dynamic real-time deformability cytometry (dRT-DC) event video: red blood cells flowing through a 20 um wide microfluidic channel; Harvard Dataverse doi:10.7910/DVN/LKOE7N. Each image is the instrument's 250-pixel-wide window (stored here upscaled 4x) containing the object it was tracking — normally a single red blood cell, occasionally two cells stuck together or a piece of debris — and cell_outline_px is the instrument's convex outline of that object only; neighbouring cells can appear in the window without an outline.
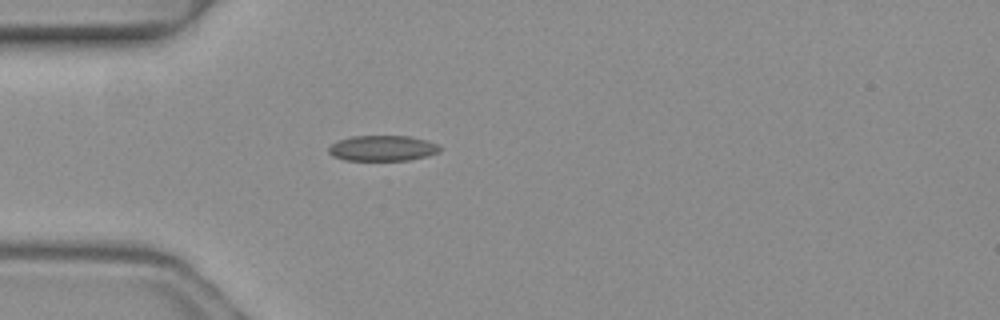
{"species": "common noctule bat (a hibernating species)", "species_latin": "Nyctalus noctula", "temperature_condition": "warm", "stored_images_in_passage": 1, "camera_frame_rate_fps": 3000, "um_per_image_px": 0.085, "animal": {"sex": "female", "body_mass_g": 19.3, "forearm_length_mm": 54.1}, "frame": {"image": 1, "passage_image": 1, "time_ms": 0.0, "image_size_px": [1000, 320], "cell_outline_px": [[440, 152], [428, 156], [408, 160], [344, 160], [332, 156], [328, 152], [328, 148], [332, 144], [340, 140], [352, 136], [412, 136], [440, 144]], "centroid_in_image_um": [32.55, 12.6], "position_along_channel_um": 52.5, "area_um2": 16.65}}